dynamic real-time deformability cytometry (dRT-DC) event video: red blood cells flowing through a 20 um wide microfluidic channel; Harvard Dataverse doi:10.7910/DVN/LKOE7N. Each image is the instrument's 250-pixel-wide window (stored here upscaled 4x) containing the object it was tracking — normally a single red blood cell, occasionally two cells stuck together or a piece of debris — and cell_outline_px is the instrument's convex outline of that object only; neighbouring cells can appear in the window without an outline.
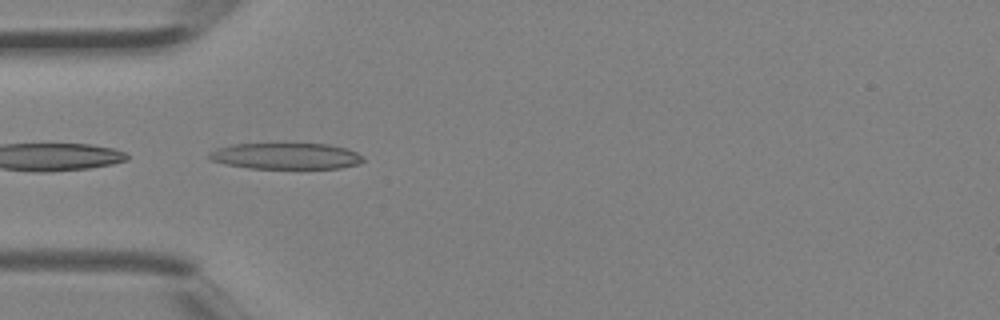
{"species": "Egyptian fruit bat (a non-hibernating species)", "species_latin": "Rousettus aegyptiacus", "temperature_condition": "room temperature", "stored_images_in_passage": 3, "camera_frame_rate_fps": 3000, "um_per_image_px": 0.085, "animal": {"sex": "female"}, "frame": {"image": 1, "passage_image": 3, "time_ms": 0.667, "image_size_px": [1000, 320], "cell_outline_px": [[364, 160], [360, 164], [340, 168], [248, 168], [224, 164], [212, 160], [208, 156], [208, 152], [216, 148], [232, 144], [284, 140], [328, 144], [344, 148], [356, 152]], "centroid_in_image_um": [24.24, 13.2], "position_along_channel_um": 60.8, "area_um2": 24.8}}